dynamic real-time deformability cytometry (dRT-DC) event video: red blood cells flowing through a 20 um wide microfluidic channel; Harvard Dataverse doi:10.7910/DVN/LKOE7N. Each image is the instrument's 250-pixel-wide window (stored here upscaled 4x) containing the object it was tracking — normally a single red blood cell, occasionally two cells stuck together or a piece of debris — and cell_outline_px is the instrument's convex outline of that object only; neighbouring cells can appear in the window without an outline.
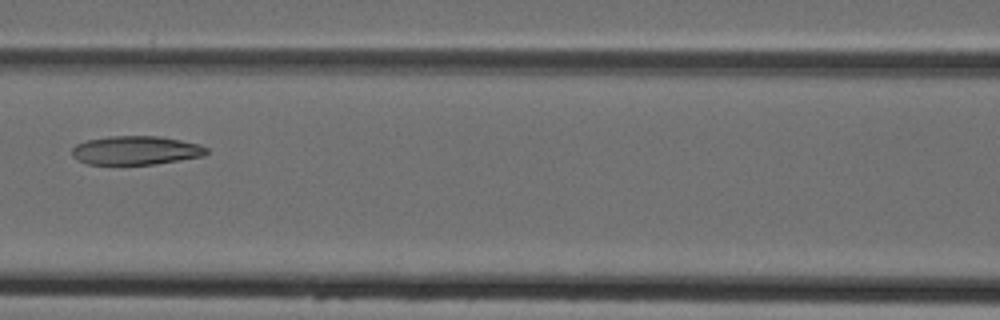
{"species": "Egyptian fruit bat (a non-hibernating species)", "species_latin": "Rousettus aegyptiacus", "temperature_condition": "cold", "stored_images_in_passage": 6, "camera_frame_rate_fps": 3000, "um_per_image_px": 0.085, "animal": {"sex": "female"}, "frame": {"image": 1, "passage_image": 6, "time_ms": 7.0, "image_size_px": [1000, 320], "cell_outline_px": [[208, 152], [204, 156], [156, 164], [88, 164], [72, 156], [72, 148], [76, 144], [88, 140], [108, 136], [160, 136], [200, 144], [208, 148]], "centroid_in_image_um": [11.58, 12.77], "position_along_channel_um": 155.0, "area_um2": 22.54}}